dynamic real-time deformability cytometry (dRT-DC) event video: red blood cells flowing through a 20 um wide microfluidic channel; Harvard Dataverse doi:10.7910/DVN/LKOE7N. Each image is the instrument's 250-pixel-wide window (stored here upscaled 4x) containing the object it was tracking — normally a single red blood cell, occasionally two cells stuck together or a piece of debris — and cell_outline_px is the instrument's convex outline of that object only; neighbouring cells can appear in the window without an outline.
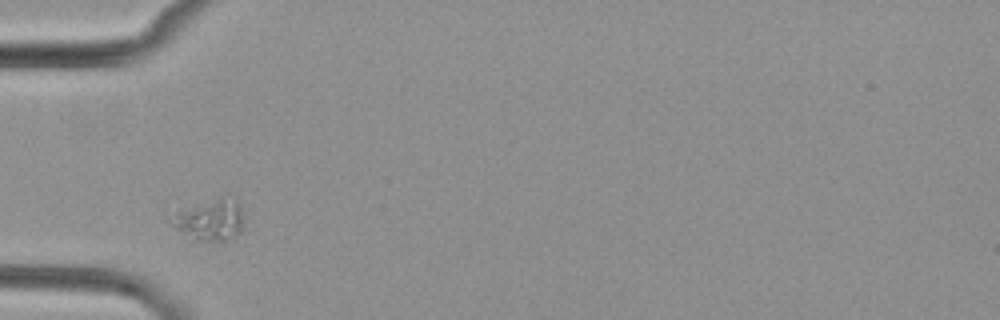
{"species": "common noctule bat (a hibernating species)", "species_latin": "Nyctalus noctula", "temperature_condition": "cold", "stored_images_in_passage": 5, "camera_frame_rate_fps": 3000, "um_per_image_px": 0.085, "animal": {"sex": "female", "body_mass_g": 29.2, "forearm_length_mm": 56.3}, "frame": {"image": 1, "passage_image": 1, "time_ms": 0.0, "image_size_px": [1000, 320], "cell_outline_px": [[244, 232], [224, 240], [192, 240], [176, 228], [172, 208], [224, 192], [228, 192], [240, 204], [244, 220]], "centroid_in_image_um": [17.88, 18.54], "position_along_channel_um": 67.1, "area_um2": 18.96}}
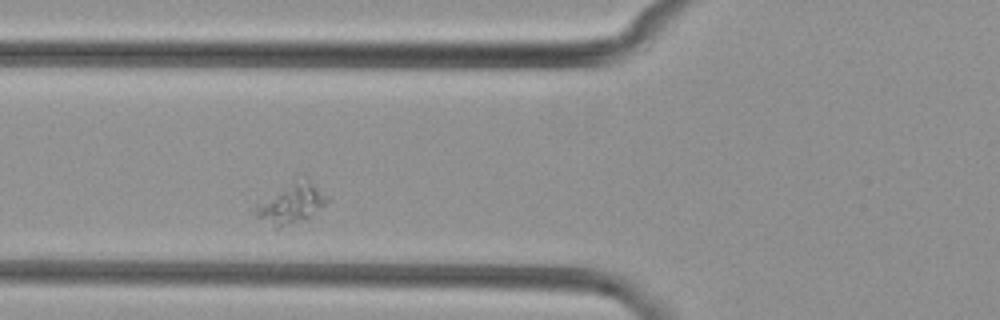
{"frame": {"image": 2, "passage_image": 2, "time_ms": 1.0, "image_size_px": [1000, 320], "cell_outline_px": [[332, 200], [308, 216], [280, 228], [276, 228], [256, 216], [252, 212], [256, 200], [300, 172], [304, 172], [332, 196]], "centroid_in_image_um": [24.77, 17.11], "position_along_channel_um": 101.0, "area_um2": 18.55}}
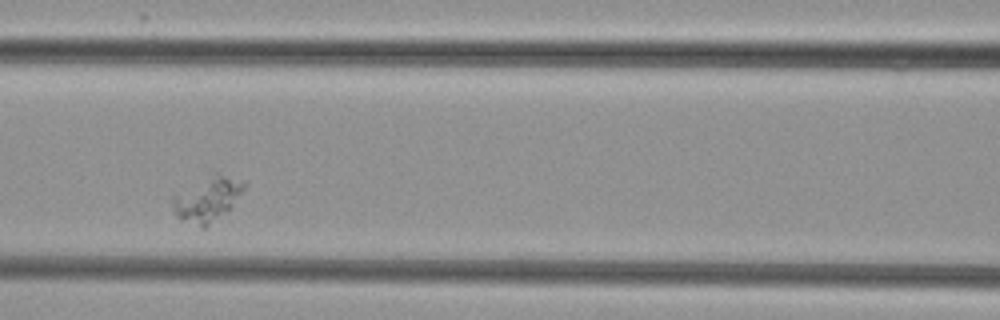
{"frame": {"image": 3, "passage_image": 3, "time_ms": 2.333, "image_size_px": [1000, 320], "cell_outline_px": [[248, 184], [228, 208], [204, 228], [200, 228], [176, 216], [172, 208], [172, 200], [176, 196], [212, 172], [216, 172]], "centroid_in_image_um": [17.6, 16.92], "position_along_channel_um": 149.0, "area_um2": 17.63}}